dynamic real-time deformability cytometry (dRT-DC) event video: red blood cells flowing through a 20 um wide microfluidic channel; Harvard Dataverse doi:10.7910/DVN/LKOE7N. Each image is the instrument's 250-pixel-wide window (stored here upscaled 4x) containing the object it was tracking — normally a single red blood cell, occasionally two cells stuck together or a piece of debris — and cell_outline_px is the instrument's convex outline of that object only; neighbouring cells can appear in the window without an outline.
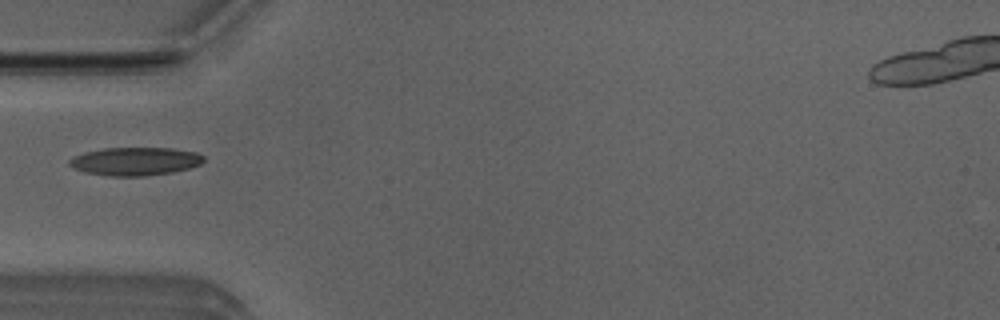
{"species": "Egyptian fruit bat (a non-hibernating species)", "species_latin": "Rousettus aegyptiacus", "temperature_condition": "room temperature", "stored_images_in_passage": 34, "camera_frame_rate_fps": 3000, "um_per_image_px": 0.085, "animal": {"sex": "male"}, "frame": {"image": 1, "passage_image": 1, "time_ms": 0.0, "image_size_px": [1000, 320], "cell_outline_px": [[204, 160], [200, 164], [188, 168], [172, 172], [144, 176], [112, 176], [84, 172], [72, 168], [68, 164], [68, 160], [72, 156], [84, 152], [104, 148], [172, 148], [196, 152], [204, 156]], "centroid_in_image_um": [11.44, 13.71], "position_along_channel_um": 73.6, "area_um2": 22.14}}
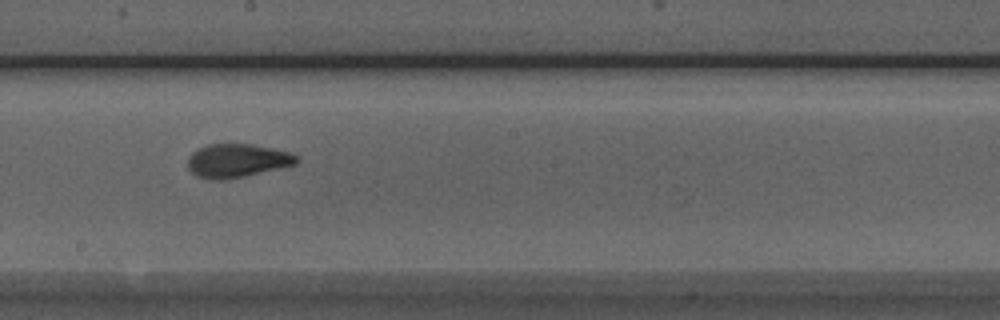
{"frame": {"image": 2, "passage_image": 13, "time_ms": 4.0, "image_size_px": [1000, 320], "cell_outline_px": [[300, 160], [296, 164], [244, 176], [224, 180], [212, 180], [196, 176], [188, 168], [188, 156], [196, 148], [208, 144], [252, 144], [292, 152]], "centroid_in_image_um": [20.13, 13.65], "position_along_channel_um": 228.1, "area_um2": 21.39}}
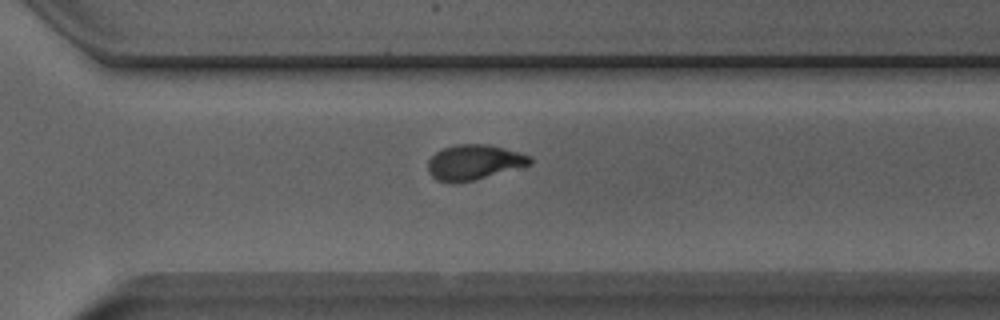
{"frame": {"image": 3, "passage_image": 21, "time_ms": 6.667, "image_size_px": [1000, 320], "cell_outline_px": [[532, 164], [472, 180], [452, 184], [448, 184], [436, 180], [428, 172], [428, 160], [436, 152], [444, 148], [456, 144], [488, 144], [504, 148], [532, 156]], "centroid_in_image_um": [40.26, 13.79], "position_along_channel_um": 330.3, "area_um2": 20.87}}